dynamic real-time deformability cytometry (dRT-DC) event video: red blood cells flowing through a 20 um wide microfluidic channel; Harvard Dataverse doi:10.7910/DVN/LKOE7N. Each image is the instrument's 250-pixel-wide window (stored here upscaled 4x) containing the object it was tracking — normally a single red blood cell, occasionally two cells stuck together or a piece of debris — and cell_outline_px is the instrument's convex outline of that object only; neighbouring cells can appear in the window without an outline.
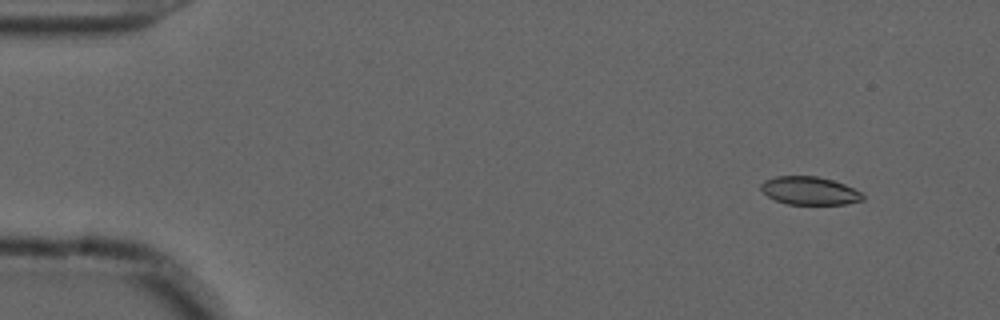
{"species": "common noctule bat (a hibernating species)", "species_latin": "Nyctalus noctula", "temperature_condition": "cold", "stored_images_in_passage": 52, "camera_frame_rate_fps": 3000, "um_per_image_px": 0.085, "animal": {"sex": "male", "forearm_length_mm": 52.5}, "frame": {"image": 1, "passage_image": 2, "time_ms": 0.333, "image_size_px": [1000, 320], "cell_outline_px": [[864, 200], [844, 204], [788, 204], [776, 200], [768, 196], [760, 188], [760, 184], [764, 180], [776, 176], [816, 176], [832, 180], [844, 184], [860, 192], [864, 196]], "centroid_in_image_um": [68.8, 16.21], "position_along_channel_um": 16.2, "area_um2": 16.53}}
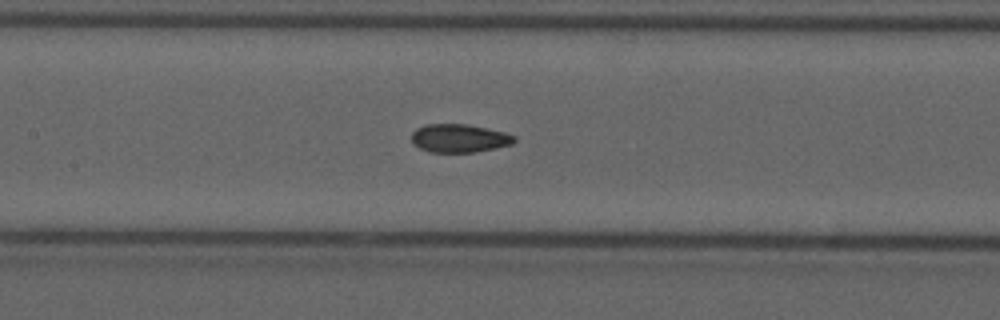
{"frame": {"image": 2, "passage_image": 23, "time_ms": 7.333, "image_size_px": [1000, 320], "cell_outline_px": [[516, 140], [512, 144], [496, 148], [476, 152], [432, 152], [420, 148], [412, 144], [412, 132], [416, 128], [424, 124], [468, 124], [488, 128], [504, 132], [516, 136]], "centroid_in_image_um": [39.04, 11.74], "position_along_channel_um": 168.4, "area_um2": 17.11}}
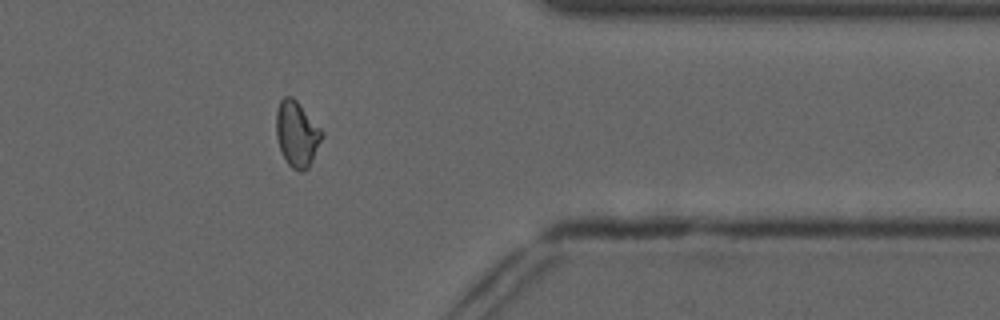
{"frame": {"image": 3, "passage_image": 42, "time_ms": 13.667, "image_size_px": [1000, 320], "cell_outline_px": [[324, 136], [308, 168], [300, 172], [292, 168], [288, 164], [280, 148], [276, 136], [276, 112], [280, 100], [284, 96], [292, 96], [296, 100], [324, 132]], "centroid_in_image_um": [25.24, 11.38], "position_along_channel_um": 386.2, "area_um2": 17.4}, "authors_computed_cell_mechanics": {"area_um2": 17.3978, "velocity_mm_per_s": 3.6814, "shape_relaxation_time_tau1_ms": null, "shape_relaxation_time_tau2_ms": 2.034, "deformation_change_tau1": null, "deformation_change_tau2": 0.0544}}